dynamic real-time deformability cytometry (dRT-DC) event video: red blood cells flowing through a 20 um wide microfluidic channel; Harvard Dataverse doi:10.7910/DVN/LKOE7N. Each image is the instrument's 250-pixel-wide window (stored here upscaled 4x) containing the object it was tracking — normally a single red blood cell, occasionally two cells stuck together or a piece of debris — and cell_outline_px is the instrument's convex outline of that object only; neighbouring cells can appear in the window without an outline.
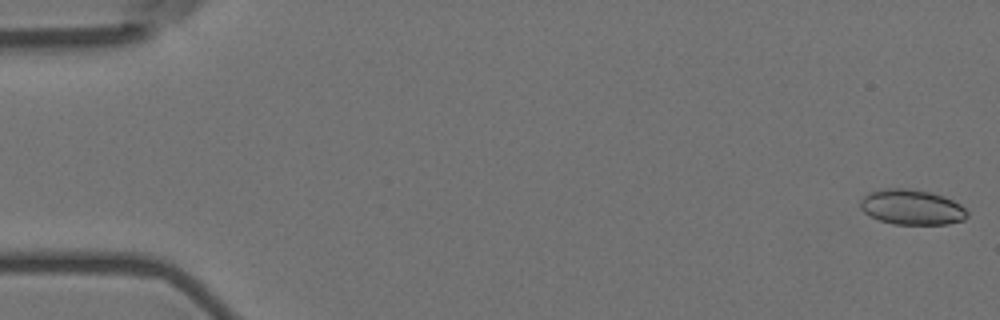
{"species": "Egyptian fruit bat (a non-hibernating species)", "species_latin": "Rousettus aegyptiacus", "temperature_condition": "room temperature", "stored_images_in_passage": 34, "camera_frame_rate_fps": 3000, "um_per_image_px": 0.085, "animal": {"sex": "female"}, "frame": {"image": 1, "passage_image": 1, "time_ms": 0.0, "image_size_px": [1000, 320], "cell_outline_px": [[968, 216], [964, 220], [948, 224], [892, 224], [868, 216], [860, 208], [860, 200], [868, 192], [884, 188], [904, 188], [932, 192], [944, 196], [960, 204], [968, 212]], "centroid_in_image_um": [77.48, 17.61], "position_along_channel_um": 7.5, "area_um2": 22.14}}
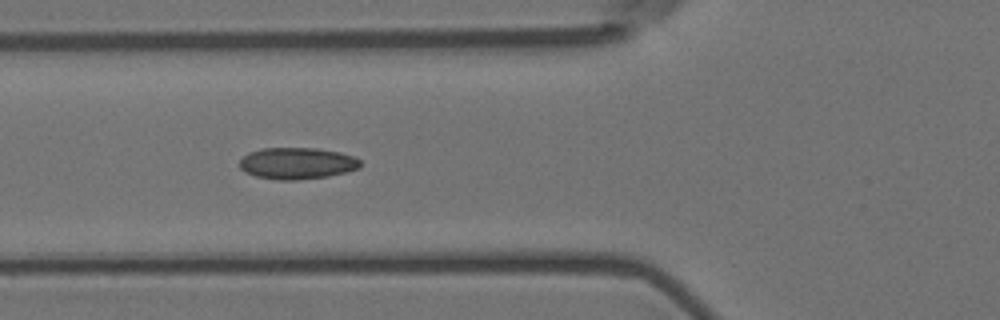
{"frame": {"image": 2, "passage_image": 21, "time_ms": 6.667, "image_size_px": [1000, 320], "cell_outline_px": [[360, 168], [348, 172], [328, 176], [296, 180], [276, 180], [256, 176], [244, 172], [240, 168], [240, 160], [248, 152], [264, 148], [316, 148], [340, 152], [352, 156], [360, 160]], "centroid_in_image_um": [25.25, 13.88], "position_along_channel_um": 100.6, "area_um2": 22.31}}
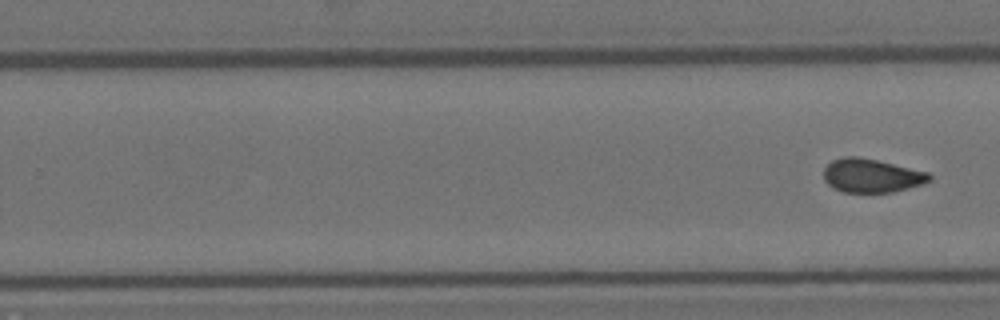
{"frame": {"image": 3, "passage_image": 34, "time_ms": 11.0, "image_size_px": [1000, 320], "cell_outline_px": [[932, 180], [924, 184], [892, 192], [844, 192], [832, 188], [824, 180], [824, 168], [832, 160], [844, 156], [856, 156], [876, 160], [928, 172], [932, 176]], "centroid_in_image_um": [74.08, 14.93], "position_along_channel_um": 255.7, "area_um2": 20.75}}